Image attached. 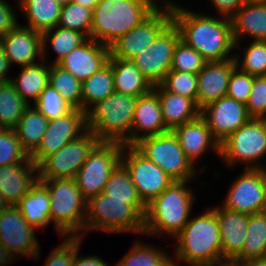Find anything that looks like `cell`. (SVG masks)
I'll use <instances>...</instances> for the list:
<instances>
[{
    "mask_svg": "<svg viewBox=\"0 0 266 266\" xmlns=\"http://www.w3.org/2000/svg\"><path fill=\"white\" fill-rule=\"evenodd\" d=\"M49 84L73 109L82 110V83L58 64H50Z\"/></svg>",
    "mask_w": 266,
    "mask_h": 266,
    "instance_id": "38",
    "label": "cell"
},
{
    "mask_svg": "<svg viewBox=\"0 0 266 266\" xmlns=\"http://www.w3.org/2000/svg\"><path fill=\"white\" fill-rule=\"evenodd\" d=\"M73 2H76L85 8H89L93 10L96 6V4L99 2V0H73Z\"/></svg>",
    "mask_w": 266,
    "mask_h": 266,
    "instance_id": "54",
    "label": "cell"
},
{
    "mask_svg": "<svg viewBox=\"0 0 266 266\" xmlns=\"http://www.w3.org/2000/svg\"><path fill=\"white\" fill-rule=\"evenodd\" d=\"M110 47L87 39L78 48L73 49L58 63L71 73L79 82H83L108 63Z\"/></svg>",
    "mask_w": 266,
    "mask_h": 266,
    "instance_id": "21",
    "label": "cell"
},
{
    "mask_svg": "<svg viewBox=\"0 0 266 266\" xmlns=\"http://www.w3.org/2000/svg\"><path fill=\"white\" fill-rule=\"evenodd\" d=\"M100 142L96 135L87 130L77 139L70 141L56 153L46 157L37 167L39 179L75 178L93 148Z\"/></svg>",
    "mask_w": 266,
    "mask_h": 266,
    "instance_id": "11",
    "label": "cell"
},
{
    "mask_svg": "<svg viewBox=\"0 0 266 266\" xmlns=\"http://www.w3.org/2000/svg\"><path fill=\"white\" fill-rule=\"evenodd\" d=\"M240 266H266V259L251 260L239 264Z\"/></svg>",
    "mask_w": 266,
    "mask_h": 266,
    "instance_id": "55",
    "label": "cell"
},
{
    "mask_svg": "<svg viewBox=\"0 0 266 266\" xmlns=\"http://www.w3.org/2000/svg\"><path fill=\"white\" fill-rule=\"evenodd\" d=\"M161 85L169 92L193 99L197 104V74L170 70Z\"/></svg>",
    "mask_w": 266,
    "mask_h": 266,
    "instance_id": "44",
    "label": "cell"
},
{
    "mask_svg": "<svg viewBox=\"0 0 266 266\" xmlns=\"http://www.w3.org/2000/svg\"><path fill=\"white\" fill-rule=\"evenodd\" d=\"M88 38L81 32L56 26L42 33V60L47 59V47L52 48L57 57L50 64H58L64 56L78 48Z\"/></svg>",
    "mask_w": 266,
    "mask_h": 266,
    "instance_id": "34",
    "label": "cell"
},
{
    "mask_svg": "<svg viewBox=\"0 0 266 266\" xmlns=\"http://www.w3.org/2000/svg\"><path fill=\"white\" fill-rule=\"evenodd\" d=\"M60 5L68 4L69 2H72L73 0H56Z\"/></svg>",
    "mask_w": 266,
    "mask_h": 266,
    "instance_id": "61",
    "label": "cell"
},
{
    "mask_svg": "<svg viewBox=\"0 0 266 266\" xmlns=\"http://www.w3.org/2000/svg\"><path fill=\"white\" fill-rule=\"evenodd\" d=\"M0 42L10 65L15 63L24 67L37 64L43 59L42 33L26 28L20 23L1 37Z\"/></svg>",
    "mask_w": 266,
    "mask_h": 266,
    "instance_id": "19",
    "label": "cell"
},
{
    "mask_svg": "<svg viewBox=\"0 0 266 266\" xmlns=\"http://www.w3.org/2000/svg\"><path fill=\"white\" fill-rule=\"evenodd\" d=\"M242 49L244 55L233 54L236 67L253 76H266V41L252 40Z\"/></svg>",
    "mask_w": 266,
    "mask_h": 266,
    "instance_id": "40",
    "label": "cell"
},
{
    "mask_svg": "<svg viewBox=\"0 0 266 266\" xmlns=\"http://www.w3.org/2000/svg\"><path fill=\"white\" fill-rule=\"evenodd\" d=\"M217 16L230 19L246 2L245 0H210Z\"/></svg>",
    "mask_w": 266,
    "mask_h": 266,
    "instance_id": "50",
    "label": "cell"
},
{
    "mask_svg": "<svg viewBox=\"0 0 266 266\" xmlns=\"http://www.w3.org/2000/svg\"><path fill=\"white\" fill-rule=\"evenodd\" d=\"M15 79L12 77L10 82L17 90L20 97L29 105L38 100L39 95L49 84L50 62L41 61L34 65L21 67Z\"/></svg>",
    "mask_w": 266,
    "mask_h": 266,
    "instance_id": "30",
    "label": "cell"
},
{
    "mask_svg": "<svg viewBox=\"0 0 266 266\" xmlns=\"http://www.w3.org/2000/svg\"><path fill=\"white\" fill-rule=\"evenodd\" d=\"M16 259L13 257L6 249L5 247L0 243V266H6L11 264V262L15 261Z\"/></svg>",
    "mask_w": 266,
    "mask_h": 266,
    "instance_id": "53",
    "label": "cell"
},
{
    "mask_svg": "<svg viewBox=\"0 0 266 266\" xmlns=\"http://www.w3.org/2000/svg\"><path fill=\"white\" fill-rule=\"evenodd\" d=\"M103 193L110 196V199L126 200V203L132 204L145 216L147 205L141 200L128 170L122 163L109 176Z\"/></svg>",
    "mask_w": 266,
    "mask_h": 266,
    "instance_id": "35",
    "label": "cell"
},
{
    "mask_svg": "<svg viewBox=\"0 0 266 266\" xmlns=\"http://www.w3.org/2000/svg\"><path fill=\"white\" fill-rule=\"evenodd\" d=\"M159 98L166 129L172 131L200 116V109L193 99L167 91L161 84L152 89Z\"/></svg>",
    "mask_w": 266,
    "mask_h": 266,
    "instance_id": "27",
    "label": "cell"
},
{
    "mask_svg": "<svg viewBox=\"0 0 266 266\" xmlns=\"http://www.w3.org/2000/svg\"><path fill=\"white\" fill-rule=\"evenodd\" d=\"M206 63L207 60L197 50L180 40L174 50L171 70L198 74Z\"/></svg>",
    "mask_w": 266,
    "mask_h": 266,
    "instance_id": "43",
    "label": "cell"
},
{
    "mask_svg": "<svg viewBox=\"0 0 266 266\" xmlns=\"http://www.w3.org/2000/svg\"><path fill=\"white\" fill-rule=\"evenodd\" d=\"M38 179V167L30 157L23 163L0 166V193L8 205L16 206Z\"/></svg>",
    "mask_w": 266,
    "mask_h": 266,
    "instance_id": "25",
    "label": "cell"
},
{
    "mask_svg": "<svg viewBox=\"0 0 266 266\" xmlns=\"http://www.w3.org/2000/svg\"><path fill=\"white\" fill-rule=\"evenodd\" d=\"M57 26L81 32L89 38L92 28V10L76 2H69L61 7Z\"/></svg>",
    "mask_w": 266,
    "mask_h": 266,
    "instance_id": "41",
    "label": "cell"
},
{
    "mask_svg": "<svg viewBox=\"0 0 266 266\" xmlns=\"http://www.w3.org/2000/svg\"><path fill=\"white\" fill-rule=\"evenodd\" d=\"M121 163L128 170L141 200L146 205L174 182L159 166L142 155L133 145H124Z\"/></svg>",
    "mask_w": 266,
    "mask_h": 266,
    "instance_id": "12",
    "label": "cell"
},
{
    "mask_svg": "<svg viewBox=\"0 0 266 266\" xmlns=\"http://www.w3.org/2000/svg\"><path fill=\"white\" fill-rule=\"evenodd\" d=\"M246 108L250 118L266 119V76H254Z\"/></svg>",
    "mask_w": 266,
    "mask_h": 266,
    "instance_id": "46",
    "label": "cell"
},
{
    "mask_svg": "<svg viewBox=\"0 0 266 266\" xmlns=\"http://www.w3.org/2000/svg\"><path fill=\"white\" fill-rule=\"evenodd\" d=\"M253 81V75L245 73L236 67L232 71L229 79L227 96L246 105L253 86Z\"/></svg>",
    "mask_w": 266,
    "mask_h": 266,
    "instance_id": "47",
    "label": "cell"
},
{
    "mask_svg": "<svg viewBox=\"0 0 266 266\" xmlns=\"http://www.w3.org/2000/svg\"><path fill=\"white\" fill-rule=\"evenodd\" d=\"M221 206L251 215L266 211V177L262 169H245L230 183Z\"/></svg>",
    "mask_w": 266,
    "mask_h": 266,
    "instance_id": "14",
    "label": "cell"
},
{
    "mask_svg": "<svg viewBox=\"0 0 266 266\" xmlns=\"http://www.w3.org/2000/svg\"><path fill=\"white\" fill-rule=\"evenodd\" d=\"M181 40L179 29L171 22L133 62L152 86L161 84L171 70L177 43Z\"/></svg>",
    "mask_w": 266,
    "mask_h": 266,
    "instance_id": "13",
    "label": "cell"
},
{
    "mask_svg": "<svg viewBox=\"0 0 266 266\" xmlns=\"http://www.w3.org/2000/svg\"><path fill=\"white\" fill-rule=\"evenodd\" d=\"M169 132L163 121L158 95L151 90L139 96L135 105L130 137L124 145H134L140 139ZM141 134V135H140Z\"/></svg>",
    "mask_w": 266,
    "mask_h": 266,
    "instance_id": "22",
    "label": "cell"
},
{
    "mask_svg": "<svg viewBox=\"0 0 266 266\" xmlns=\"http://www.w3.org/2000/svg\"><path fill=\"white\" fill-rule=\"evenodd\" d=\"M108 62L112 67L116 92L139 97L153 89V86L143 76L133 60L117 59L109 56Z\"/></svg>",
    "mask_w": 266,
    "mask_h": 266,
    "instance_id": "29",
    "label": "cell"
},
{
    "mask_svg": "<svg viewBox=\"0 0 266 266\" xmlns=\"http://www.w3.org/2000/svg\"><path fill=\"white\" fill-rule=\"evenodd\" d=\"M154 1L156 2V4L158 6H161V4L164 7H173L175 5H178V3L171 2L170 0H161L162 2L161 1H158V0H154ZM158 2H160L161 4H158Z\"/></svg>",
    "mask_w": 266,
    "mask_h": 266,
    "instance_id": "56",
    "label": "cell"
},
{
    "mask_svg": "<svg viewBox=\"0 0 266 266\" xmlns=\"http://www.w3.org/2000/svg\"><path fill=\"white\" fill-rule=\"evenodd\" d=\"M82 110L87 112L91 106L104 100L115 92L113 71L108 62L99 71L82 82Z\"/></svg>",
    "mask_w": 266,
    "mask_h": 266,
    "instance_id": "36",
    "label": "cell"
},
{
    "mask_svg": "<svg viewBox=\"0 0 266 266\" xmlns=\"http://www.w3.org/2000/svg\"><path fill=\"white\" fill-rule=\"evenodd\" d=\"M29 106L18 94L10 81L0 86V123L14 129Z\"/></svg>",
    "mask_w": 266,
    "mask_h": 266,
    "instance_id": "39",
    "label": "cell"
},
{
    "mask_svg": "<svg viewBox=\"0 0 266 266\" xmlns=\"http://www.w3.org/2000/svg\"><path fill=\"white\" fill-rule=\"evenodd\" d=\"M90 230L107 233H136L143 236L144 216L126 200L110 199L100 193L87 201L84 232Z\"/></svg>",
    "mask_w": 266,
    "mask_h": 266,
    "instance_id": "7",
    "label": "cell"
},
{
    "mask_svg": "<svg viewBox=\"0 0 266 266\" xmlns=\"http://www.w3.org/2000/svg\"><path fill=\"white\" fill-rule=\"evenodd\" d=\"M221 237V263L232 262L241 252L246 241L248 215L215 206Z\"/></svg>",
    "mask_w": 266,
    "mask_h": 266,
    "instance_id": "24",
    "label": "cell"
},
{
    "mask_svg": "<svg viewBox=\"0 0 266 266\" xmlns=\"http://www.w3.org/2000/svg\"><path fill=\"white\" fill-rule=\"evenodd\" d=\"M235 68L234 57L222 61H207L197 74V106L200 110L227 95L229 79Z\"/></svg>",
    "mask_w": 266,
    "mask_h": 266,
    "instance_id": "20",
    "label": "cell"
},
{
    "mask_svg": "<svg viewBox=\"0 0 266 266\" xmlns=\"http://www.w3.org/2000/svg\"><path fill=\"white\" fill-rule=\"evenodd\" d=\"M211 266H240V265L234 262L225 261V262H222L216 265H211Z\"/></svg>",
    "mask_w": 266,
    "mask_h": 266,
    "instance_id": "58",
    "label": "cell"
},
{
    "mask_svg": "<svg viewBox=\"0 0 266 266\" xmlns=\"http://www.w3.org/2000/svg\"><path fill=\"white\" fill-rule=\"evenodd\" d=\"M32 105H34L49 121L62 117L73 110L68 102L51 86V84H48L45 87L39 95L38 100Z\"/></svg>",
    "mask_w": 266,
    "mask_h": 266,
    "instance_id": "42",
    "label": "cell"
},
{
    "mask_svg": "<svg viewBox=\"0 0 266 266\" xmlns=\"http://www.w3.org/2000/svg\"><path fill=\"white\" fill-rule=\"evenodd\" d=\"M17 4L28 22L22 26L43 33L58 25L62 5L56 0H18Z\"/></svg>",
    "mask_w": 266,
    "mask_h": 266,
    "instance_id": "31",
    "label": "cell"
},
{
    "mask_svg": "<svg viewBox=\"0 0 266 266\" xmlns=\"http://www.w3.org/2000/svg\"><path fill=\"white\" fill-rule=\"evenodd\" d=\"M246 3H266V0H245Z\"/></svg>",
    "mask_w": 266,
    "mask_h": 266,
    "instance_id": "60",
    "label": "cell"
},
{
    "mask_svg": "<svg viewBox=\"0 0 266 266\" xmlns=\"http://www.w3.org/2000/svg\"><path fill=\"white\" fill-rule=\"evenodd\" d=\"M265 162H266V160H265ZM261 169L263 170L264 175H265V177H266V163H265V165H263V167H262Z\"/></svg>",
    "mask_w": 266,
    "mask_h": 266,
    "instance_id": "62",
    "label": "cell"
},
{
    "mask_svg": "<svg viewBox=\"0 0 266 266\" xmlns=\"http://www.w3.org/2000/svg\"><path fill=\"white\" fill-rule=\"evenodd\" d=\"M82 237H76V254L74 256L73 266H109V264L103 258L99 256H80L79 250L82 244Z\"/></svg>",
    "mask_w": 266,
    "mask_h": 266,
    "instance_id": "51",
    "label": "cell"
},
{
    "mask_svg": "<svg viewBox=\"0 0 266 266\" xmlns=\"http://www.w3.org/2000/svg\"><path fill=\"white\" fill-rule=\"evenodd\" d=\"M9 130L6 126L0 123V137L7 131Z\"/></svg>",
    "mask_w": 266,
    "mask_h": 266,
    "instance_id": "59",
    "label": "cell"
},
{
    "mask_svg": "<svg viewBox=\"0 0 266 266\" xmlns=\"http://www.w3.org/2000/svg\"><path fill=\"white\" fill-rule=\"evenodd\" d=\"M174 239L177 241L174 266H180L182 261L189 266L221 263V237L215 207L190 218Z\"/></svg>",
    "mask_w": 266,
    "mask_h": 266,
    "instance_id": "2",
    "label": "cell"
},
{
    "mask_svg": "<svg viewBox=\"0 0 266 266\" xmlns=\"http://www.w3.org/2000/svg\"><path fill=\"white\" fill-rule=\"evenodd\" d=\"M158 7L154 0H99L92 10L89 39L110 47Z\"/></svg>",
    "mask_w": 266,
    "mask_h": 266,
    "instance_id": "4",
    "label": "cell"
},
{
    "mask_svg": "<svg viewBox=\"0 0 266 266\" xmlns=\"http://www.w3.org/2000/svg\"><path fill=\"white\" fill-rule=\"evenodd\" d=\"M138 97L114 92L86 112L87 130L100 141L124 143L131 134Z\"/></svg>",
    "mask_w": 266,
    "mask_h": 266,
    "instance_id": "6",
    "label": "cell"
},
{
    "mask_svg": "<svg viewBox=\"0 0 266 266\" xmlns=\"http://www.w3.org/2000/svg\"><path fill=\"white\" fill-rule=\"evenodd\" d=\"M171 132L195 167H198L196 162L201 160L207 150L213 151L220 159V143L214 138L206 121L201 116L176 127Z\"/></svg>",
    "mask_w": 266,
    "mask_h": 266,
    "instance_id": "23",
    "label": "cell"
},
{
    "mask_svg": "<svg viewBox=\"0 0 266 266\" xmlns=\"http://www.w3.org/2000/svg\"><path fill=\"white\" fill-rule=\"evenodd\" d=\"M17 20L12 5L6 0H0V38L19 24Z\"/></svg>",
    "mask_w": 266,
    "mask_h": 266,
    "instance_id": "49",
    "label": "cell"
},
{
    "mask_svg": "<svg viewBox=\"0 0 266 266\" xmlns=\"http://www.w3.org/2000/svg\"><path fill=\"white\" fill-rule=\"evenodd\" d=\"M49 120L34 105H29L14 128L22 148L29 156L40 145Z\"/></svg>",
    "mask_w": 266,
    "mask_h": 266,
    "instance_id": "33",
    "label": "cell"
},
{
    "mask_svg": "<svg viewBox=\"0 0 266 266\" xmlns=\"http://www.w3.org/2000/svg\"><path fill=\"white\" fill-rule=\"evenodd\" d=\"M190 181H174L147 204L143 235L175 238L191 217L196 195Z\"/></svg>",
    "mask_w": 266,
    "mask_h": 266,
    "instance_id": "3",
    "label": "cell"
},
{
    "mask_svg": "<svg viewBox=\"0 0 266 266\" xmlns=\"http://www.w3.org/2000/svg\"><path fill=\"white\" fill-rule=\"evenodd\" d=\"M220 158L229 168L261 169L266 159V119L250 118L220 144Z\"/></svg>",
    "mask_w": 266,
    "mask_h": 266,
    "instance_id": "8",
    "label": "cell"
},
{
    "mask_svg": "<svg viewBox=\"0 0 266 266\" xmlns=\"http://www.w3.org/2000/svg\"><path fill=\"white\" fill-rule=\"evenodd\" d=\"M86 131V112L80 109H73L62 117L50 120L40 145L30 155V159L38 166L46 157Z\"/></svg>",
    "mask_w": 266,
    "mask_h": 266,
    "instance_id": "17",
    "label": "cell"
},
{
    "mask_svg": "<svg viewBox=\"0 0 266 266\" xmlns=\"http://www.w3.org/2000/svg\"><path fill=\"white\" fill-rule=\"evenodd\" d=\"M230 21L236 50H242L240 41L246 36L253 41H266V3H245Z\"/></svg>",
    "mask_w": 266,
    "mask_h": 266,
    "instance_id": "26",
    "label": "cell"
},
{
    "mask_svg": "<svg viewBox=\"0 0 266 266\" xmlns=\"http://www.w3.org/2000/svg\"><path fill=\"white\" fill-rule=\"evenodd\" d=\"M12 66L9 63L8 58L4 53V48L2 43L0 42V81L8 82L11 77L9 76V70Z\"/></svg>",
    "mask_w": 266,
    "mask_h": 266,
    "instance_id": "52",
    "label": "cell"
},
{
    "mask_svg": "<svg viewBox=\"0 0 266 266\" xmlns=\"http://www.w3.org/2000/svg\"><path fill=\"white\" fill-rule=\"evenodd\" d=\"M39 180L48 188L51 224L54 223L59 238H84L82 232L87 215V200L82 196L75 178Z\"/></svg>",
    "mask_w": 266,
    "mask_h": 266,
    "instance_id": "5",
    "label": "cell"
},
{
    "mask_svg": "<svg viewBox=\"0 0 266 266\" xmlns=\"http://www.w3.org/2000/svg\"><path fill=\"white\" fill-rule=\"evenodd\" d=\"M64 238L60 245L53 248L43 266H73L76 254V237Z\"/></svg>",
    "mask_w": 266,
    "mask_h": 266,
    "instance_id": "48",
    "label": "cell"
},
{
    "mask_svg": "<svg viewBox=\"0 0 266 266\" xmlns=\"http://www.w3.org/2000/svg\"><path fill=\"white\" fill-rule=\"evenodd\" d=\"M259 259H266V211L248 215L246 241L232 262L242 264Z\"/></svg>",
    "mask_w": 266,
    "mask_h": 266,
    "instance_id": "32",
    "label": "cell"
},
{
    "mask_svg": "<svg viewBox=\"0 0 266 266\" xmlns=\"http://www.w3.org/2000/svg\"><path fill=\"white\" fill-rule=\"evenodd\" d=\"M35 230L17 206L9 205L0 213V243L15 258L21 255L38 260L41 251Z\"/></svg>",
    "mask_w": 266,
    "mask_h": 266,
    "instance_id": "16",
    "label": "cell"
},
{
    "mask_svg": "<svg viewBox=\"0 0 266 266\" xmlns=\"http://www.w3.org/2000/svg\"><path fill=\"white\" fill-rule=\"evenodd\" d=\"M167 253L157 249L156 245H147L137 240L114 266H174L173 258Z\"/></svg>",
    "mask_w": 266,
    "mask_h": 266,
    "instance_id": "37",
    "label": "cell"
},
{
    "mask_svg": "<svg viewBox=\"0 0 266 266\" xmlns=\"http://www.w3.org/2000/svg\"><path fill=\"white\" fill-rule=\"evenodd\" d=\"M29 157L22 148L14 129L7 130L0 137V166L23 163Z\"/></svg>",
    "mask_w": 266,
    "mask_h": 266,
    "instance_id": "45",
    "label": "cell"
},
{
    "mask_svg": "<svg viewBox=\"0 0 266 266\" xmlns=\"http://www.w3.org/2000/svg\"><path fill=\"white\" fill-rule=\"evenodd\" d=\"M200 116L220 144L250 119L246 105L227 95L202 108Z\"/></svg>",
    "mask_w": 266,
    "mask_h": 266,
    "instance_id": "18",
    "label": "cell"
},
{
    "mask_svg": "<svg viewBox=\"0 0 266 266\" xmlns=\"http://www.w3.org/2000/svg\"><path fill=\"white\" fill-rule=\"evenodd\" d=\"M9 205L7 204V202L4 200L3 196L0 193V213L7 208Z\"/></svg>",
    "mask_w": 266,
    "mask_h": 266,
    "instance_id": "57",
    "label": "cell"
},
{
    "mask_svg": "<svg viewBox=\"0 0 266 266\" xmlns=\"http://www.w3.org/2000/svg\"><path fill=\"white\" fill-rule=\"evenodd\" d=\"M124 144L100 141L77 172L75 180L88 201L103 192L109 176L121 163Z\"/></svg>",
    "mask_w": 266,
    "mask_h": 266,
    "instance_id": "10",
    "label": "cell"
},
{
    "mask_svg": "<svg viewBox=\"0 0 266 266\" xmlns=\"http://www.w3.org/2000/svg\"><path fill=\"white\" fill-rule=\"evenodd\" d=\"M174 181L195 180L198 168L187 158L171 131L140 139L133 145Z\"/></svg>",
    "mask_w": 266,
    "mask_h": 266,
    "instance_id": "9",
    "label": "cell"
},
{
    "mask_svg": "<svg viewBox=\"0 0 266 266\" xmlns=\"http://www.w3.org/2000/svg\"><path fill=\"white\" fill-rule=\"evenodd\" d=\"M29 225L35 229H46L51 225L50 195L47 186L37 180L31 190L16 205Z\"/></svg>",
    "mask_w": 266,
    "mask_h": 266,
    "instance_id": "28",
    "label": "cell"
},
{
    "mask_svg": "<svg viewBox=\"0 0 266 266\" xmlns=\"http://www.w3.org/2000/svg\"><path fill=\"white\" fill-rule=\"evenodd\" d=\"M171 13L181 40L197 50L207 61L234 57L232 50L235 43L230 19L191 11L179 4L171 7Z\"/></svg>",
    "mask_w": 266,
    "mask_h": 266,
    "instance_id": "1",
    "label": "cell"
},
{
    "mask_svg": "<svg viewBox=\"0 0 266 266\" xmlns=\"http://www.w3.org/2000/svg\"><path fill=\"white\" fill-rule=\"evenodd\" d=\"M171 22V7L159 6L140 25L135 26L110 46V56L133 60L150 46Z\"/></svg>",
    "mask_w": 266,
    "mask_h": 266,
    "instance_id": "15",
    "label": "cell"
}]
</instances>
